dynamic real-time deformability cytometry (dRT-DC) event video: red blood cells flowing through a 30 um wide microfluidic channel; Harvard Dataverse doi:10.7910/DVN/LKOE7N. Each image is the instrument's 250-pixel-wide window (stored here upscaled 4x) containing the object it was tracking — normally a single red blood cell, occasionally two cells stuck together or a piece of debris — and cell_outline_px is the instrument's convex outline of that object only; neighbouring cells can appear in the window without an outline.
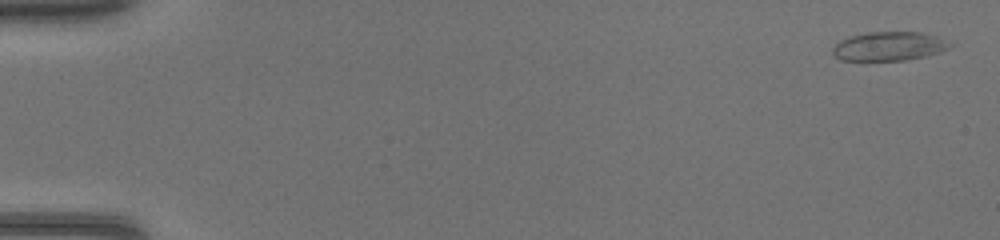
{"species": "common noctule bat (a hibernating species)", "species_latin": "Nyctalus noctula", "temperature_condition": "warm", "stored_images_in_passage": 47, "camera_frame_rate_fps": 3000, "um_per_image_px": 0.085, "animal": {"sex": "female", "body_mass_g": 17.0, "forearm_length_mm": 48.0}, "frame": {"image": 1, "passage_image": 2, "time_ms": 0.333, "image_size_px": [1000, 240], "cell_outline_px": [[956, 44], [940, 52], [908, 60], [840, 60], [832, 52], [832, 48], [840, 40], [852, 36], [868, 32], [920, 32], [936, 36]], "centroid_in_image_um": [75.6, 3.93], "position_along_channel_um": 9.4, "area_um2": 19.71}}
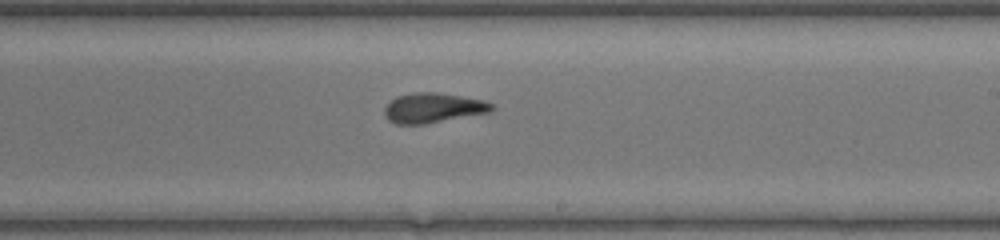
{"frame": {"image": 2, "passage_image": 29, "time_ms": 9.333, "image_size_px": [1000, 240], "cell_outline_px": [[496, 108], [492, 112], [424, 124], [396, 124], [388, 120], [384, 116], [384, 108], [396, 96], [416, 92], [436, 92], [484, 100], [492, 104]], "centroid_in_image_um": [36.82, 9.17], "position_along_channel_um": 252.2, "area_um2": 18.73}}
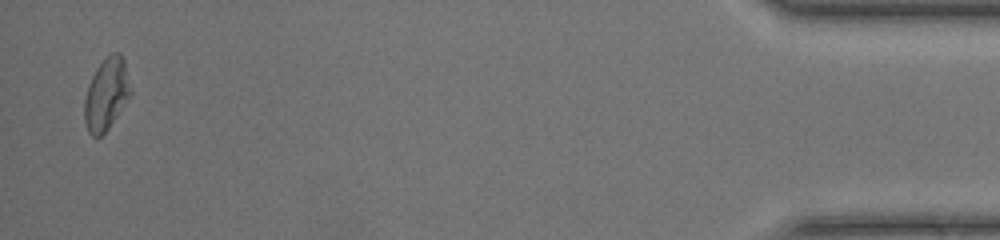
{"frame": {"image": 3, "passage_image": 46, "time_ms": 15.0, "image_size_px": [1000, 240], "cell_outline_px": [[132, 92], [108, 128], [100, 136], [92, 136], [88, 132], [84, 120], [84, 100], [88, 84], [96, 68], [112, 52], [120, 52], [124, 56]], "centroid_in_image_um": [9.04, 7.97], "position_along_channel_um": 426.2, "area_um2": 19.25}}